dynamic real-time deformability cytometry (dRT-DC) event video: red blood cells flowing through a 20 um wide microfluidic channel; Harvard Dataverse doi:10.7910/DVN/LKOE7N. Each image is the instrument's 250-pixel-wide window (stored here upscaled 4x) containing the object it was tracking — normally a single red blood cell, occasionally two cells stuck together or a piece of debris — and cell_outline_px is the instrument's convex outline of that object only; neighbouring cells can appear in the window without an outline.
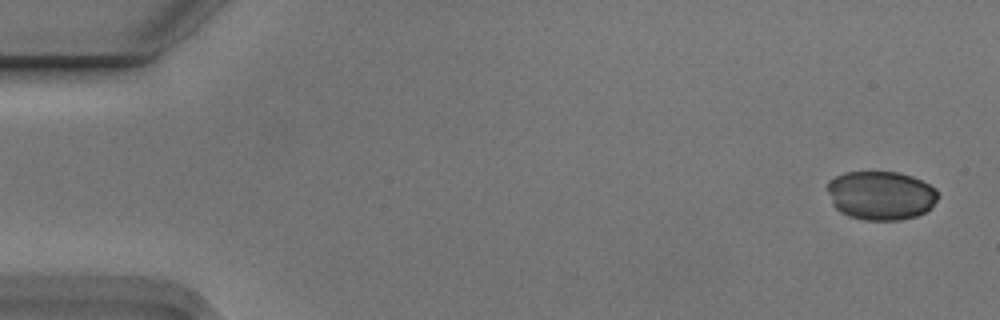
{"species": "Egyptian fruit bat (a non-hibernating species)", "species_latin": "Rousettus aegyptiacus", "temperature_condition": "cold", "stored_images_in_passage": 5, "camera_frame_rate_fps": 3000, "um_per_image_px": 0.085, "animal": {"sex": "male"}, "frame": {"image": 1, "passage_image": 1, "time_ms": 0.0, "image_size_px": [1000, 320], "cell_outline_px": [[936, 200], [924, 212], [916, 216], [900, 220], [864, 220], [848, 216], [840, 212], [832, 204], [828, 192], [828, 180], [844, 172], [900, 172], [912, 176], [936, 188]], "centroid_in_image_um": [74.83, 16.61], "position_along_channel_um": 10.2, "area_um2": 31.39}}